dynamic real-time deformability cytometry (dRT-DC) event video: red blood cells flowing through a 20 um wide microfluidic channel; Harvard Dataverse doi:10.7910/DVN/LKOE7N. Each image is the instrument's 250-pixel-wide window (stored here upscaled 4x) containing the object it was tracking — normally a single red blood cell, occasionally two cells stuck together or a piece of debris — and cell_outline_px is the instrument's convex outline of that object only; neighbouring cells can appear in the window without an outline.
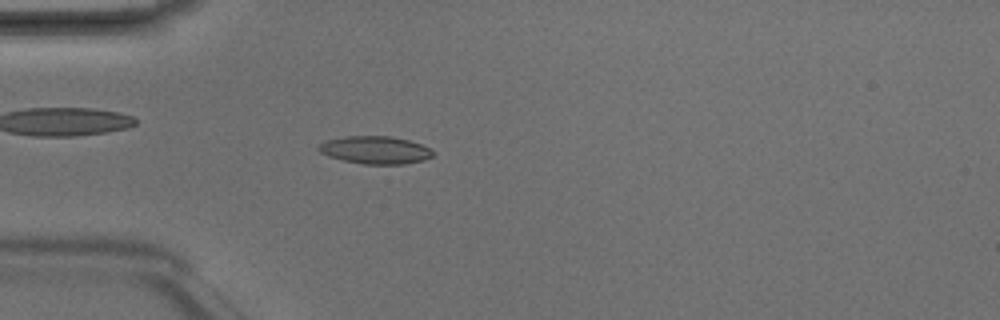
{"species": "Egyptian fruit bat (a non-hibernating species)", "species_latin": "Rousettus aegyptiacus", "temperature_condition": "room temperature", "stored_images_in_passage": 4, "camera_frame_rate_fps": 3000, "um_per_image_px": 0.085, "animal": {"sex": "male"}, "frame": {"image": 1, "passage_image": 4, "time_ms": 1.0, "image_size_px": [1000, 320], "cell_outline_px": [[432, 156], [424, 160], [404, 164], [364, 164], [344, 160], [328, 156], [320, 152], [316, 148], [324, 140], [344, 136], [392, 136], [408, 140], [420, 144], [428, 148], [432, 152]], "centroid_in_image_um": [31.85, 12.74], "position_along_channel_um": 53.2, "area_um2": 18.38}}